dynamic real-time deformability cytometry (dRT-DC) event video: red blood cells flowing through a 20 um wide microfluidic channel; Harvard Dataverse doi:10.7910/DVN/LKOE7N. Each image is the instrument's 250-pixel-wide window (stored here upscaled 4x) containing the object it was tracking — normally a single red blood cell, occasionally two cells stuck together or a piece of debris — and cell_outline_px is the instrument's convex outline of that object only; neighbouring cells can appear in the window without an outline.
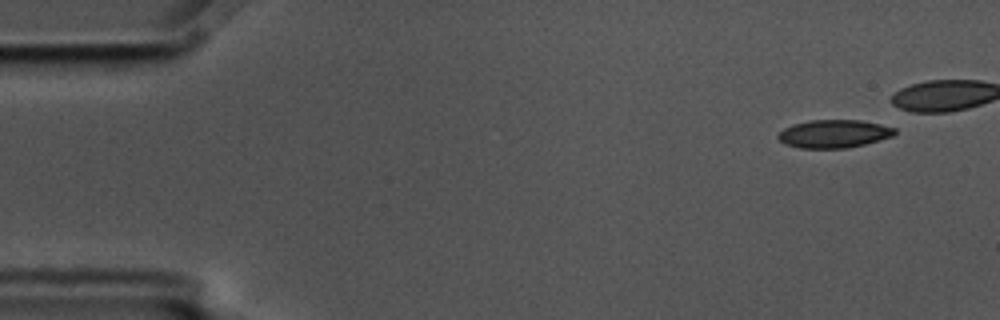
{"species": "common noctule bat (a hibernating species)", "species_latin": "Nyctalus noctula", "temperature_condition": "cold", "stored_images_in_passage": 4, "camera_frame_rate_fps": 3000, "um_per_image_px": 0.085, "animal": {"sex": "male", "body_mass_g": 17.5, "forearm_length_mm": 52.3}, "frame": {"image": 1, "passage_image": 1, "time_ms": 0.0, "image_size_px": [1000, 320], "cell_outline_px": [[896, 132], [892, 136], [880, 140], [848, 148], [800, 148], [788, 144], [780, 140], [776, 136], [784, 128], [792, 124], [808, 120], [860, 120], [880, 124], [896, 128]], "centroid_in_image_um": [70.89, 11.36], "position_along_channel_um": 14.1, "area_um2": 19.02}}